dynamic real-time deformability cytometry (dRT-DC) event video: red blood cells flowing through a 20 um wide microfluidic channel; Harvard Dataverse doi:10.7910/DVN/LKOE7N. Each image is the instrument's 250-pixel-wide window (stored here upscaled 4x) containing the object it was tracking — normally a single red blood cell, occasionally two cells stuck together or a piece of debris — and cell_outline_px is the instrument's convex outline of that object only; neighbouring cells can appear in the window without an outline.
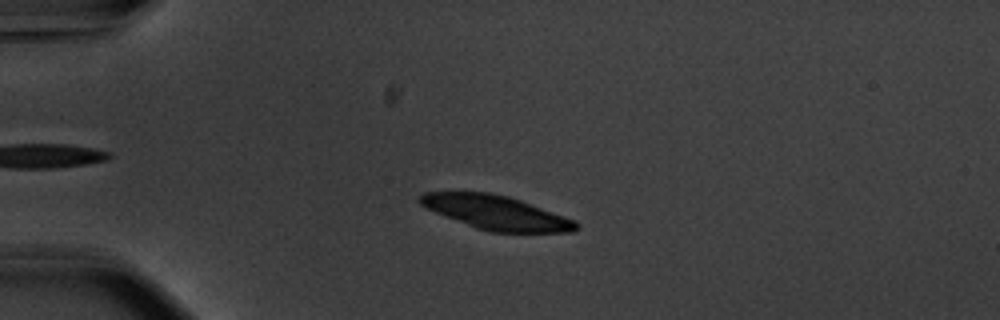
{"species": "common noctule bat (a hibernating species)", "species_latin": "Nyctalus noctula", "temperature_condition": "warm", "stored_images_in_passage": 55, "camera_frame_rate_fps": 3000, "um_per_image_px": 0.085, "animal": {"sex": "male", "body_mass_g": 20.1, "forearm_length_mm": 53.5}, "frame": {"image": 1, "passage_image": 14, "time_ms": 4.333, "image_size_px": [1000, 320], "cell_outline_px": [[580, 228], [572, 232], [492, 232], [476, 228], [444, 216], [420, 204], [416, 200], [424, 192], [488, 192], [508, 196], [520, 200], [576, 220], [580, 224]], "centroid_in_image_um": [42.2, 18.07], "position_along_channel_um": 42.8, "area_um2": 30.87}}